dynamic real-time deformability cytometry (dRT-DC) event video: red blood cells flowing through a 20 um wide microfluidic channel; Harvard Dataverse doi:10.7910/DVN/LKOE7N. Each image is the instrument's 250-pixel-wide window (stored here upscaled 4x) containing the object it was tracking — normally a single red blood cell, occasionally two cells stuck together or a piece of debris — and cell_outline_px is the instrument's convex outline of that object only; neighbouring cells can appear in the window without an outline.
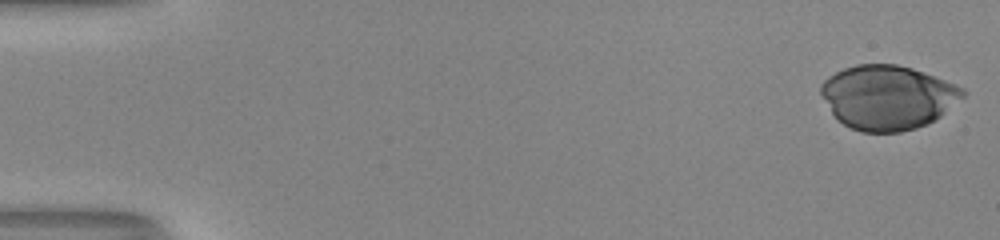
{"species": "human", "species_latin": "Homo sapiens", "temperature_condition": "room temperature", "stored_images_in_passage": 44, "camera_frame_rate_fps": 3000, "um_per_image_px": 0.085, "donor": {"sex": "male"}, "frame": {"image": 1, "passage_image": 1, "time_ms": 0.0, "image_size_px": [1000, 240], "cell_outline_px": [[968, 92], [964, 96], [940, 116], [916, 128], [900, 132], [864, 132], [852, 128], [844, 124], [832, 112], [820, 92], [820, 84], [828, 76], [844, 68], [856, 64], [896, 64], [912, 68], [956, 84], [964, 88]], "centroid_in_image_um": [75.46, 8.25], "position_along_channel_um": 9.5, "area_um2": 52.71}}
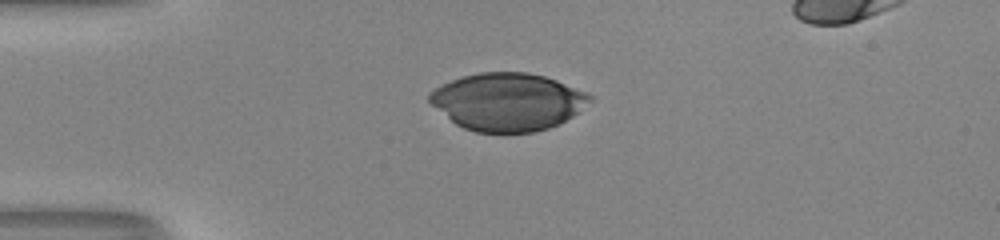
{"frame": {"image": 2, "passage_image": 14, "time_ms": 4.333, "image_size_px": [1000, 240], "cell_outline_px": [[592, 100], [572, 116], [548, 128], [532, 132], [476, 132], [464, 128], [456, 124], [432, 104], [428, 100], [428, 96], [436, 88], [452, 80], [464, 76], [480, 72], [528, 72], [544, 76], [556, 80], [588, 92], [592, 96]], "centroid_in_image_um": [43.17, 8.64], "position_along_channel_um": 41.8, "area_um2": 53.23}}